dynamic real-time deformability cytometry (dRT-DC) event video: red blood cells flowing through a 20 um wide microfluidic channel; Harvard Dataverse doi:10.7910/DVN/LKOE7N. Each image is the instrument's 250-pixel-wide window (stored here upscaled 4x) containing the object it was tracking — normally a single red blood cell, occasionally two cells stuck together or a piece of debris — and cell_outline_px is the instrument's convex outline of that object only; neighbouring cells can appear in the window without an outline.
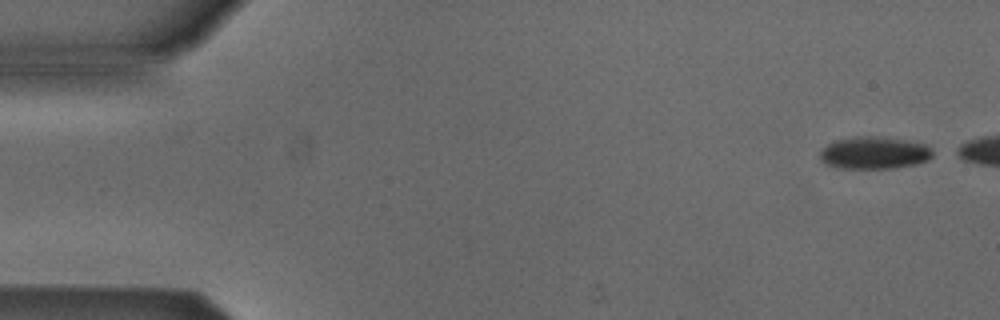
{"species": "Egyptian fruit bat (a non-hibernating species)", "species_latin": "Rousettus aegyptiacus", "temperature_condition": "cold", "stored_images_in_passage": 7, "camera_frame_rate_fps": 3000, "um_per_image_px": 0.085, "animal": {"sex": "male"}, "frame": {"image": 1, "passage_image": 1, "time_ms": 0.0, "image_size_px": [1000, 320], "cell_outline_px": [[932, 156], [928, 160], [916, 164], [892, 168], [836, 168], [824, 164], [820, 160], [820, 148], [836, 140], [856, 136], [876, 136], [904, 140], [924, 144], [932, 148]], "centroid_in_image_um": [74.26, 12.99], "position_along_channel_um": 10.7, "area_um2": 21.33}}
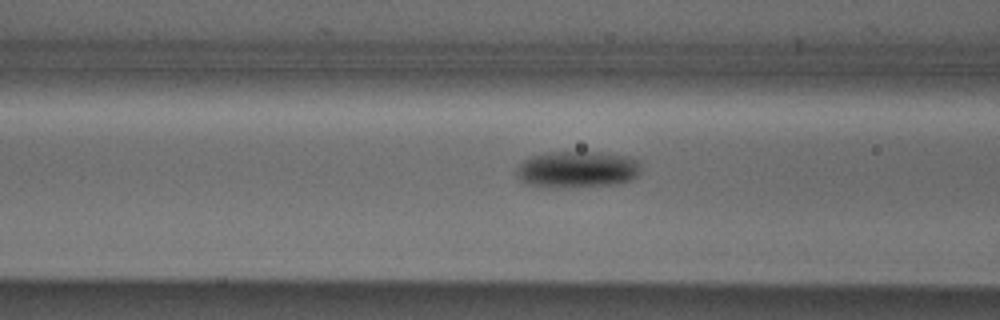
{"frame": {"image": 2, "passage_image": 7, "time_ms": 8.0, "image_size_px": [1000, 320], "cell_outline_px": [[640, 176], [632, 180], [616, 184], [552, 188], [544, 188], [524, 184], [520, 180], [516, 172], [520, 164], [524, 160], [532, 156], [548, 152], [596, 152], [628, 156], [640, 160]], "centroid_in_image_um": [49.09, 14.41], "position_along_channel_um": 117.5, "area_um2": 26.93}}